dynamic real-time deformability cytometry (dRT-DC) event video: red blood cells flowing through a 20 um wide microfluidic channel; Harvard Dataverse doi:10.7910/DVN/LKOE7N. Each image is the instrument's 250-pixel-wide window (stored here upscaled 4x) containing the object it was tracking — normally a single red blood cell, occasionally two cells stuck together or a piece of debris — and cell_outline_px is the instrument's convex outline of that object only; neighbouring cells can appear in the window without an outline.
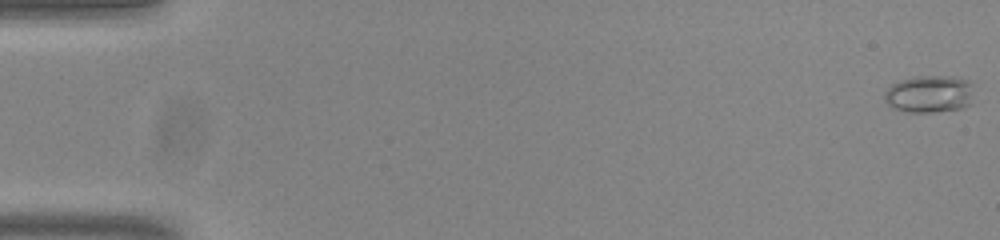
{"species": "common noctule bat (a hibernating species)", "species_latin": "Nyctalus noctula", "temperature_condition": "room temperature", "stored_images_in_passage": 54, "camera_frame_rate_fps": 3000, "um_per_image_px": 0.085, "animal": {"sex": "male", "body_mass_g": 20.0, "forearm_length_mm": 53.3}, "frame": {"image": 1, "passage_image": 1, "time_ms": 0.0, "image_size_px": [1000, 240], "cell_outline_px": [[972, 104], [960, 108], [932, 112], [908, 112], [892, 108], [884, 100], [884, 92], [892, 84], [900, 80], [912, 76], [956, 76], [968, 80], [972, 84]], "centroid_in_image_um": [78.99, 7.98], "position_along_channel_um": 6.0, "area_um2": 19.71}}
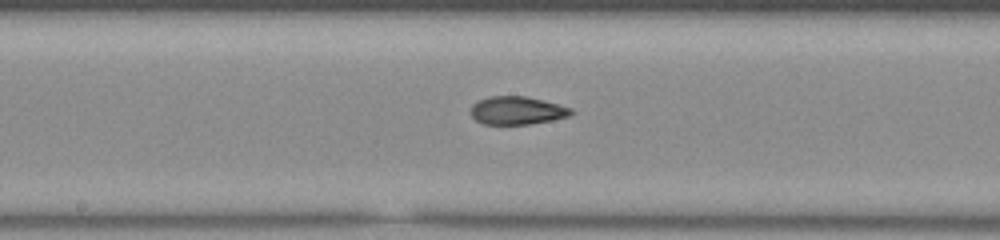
{"frame": {"image": 2, "passage_image": 29, "time_ms": 9.333, "image_size_px": [1000, 240], "cell_outline_px": [[576, 112], [568, 116], [552, 120], [528, 124], [484, 124], [476, 120], [472, 116], [472, 104], [488, 96], [528, 96], [572, 108]], "centroid_in_image_um": [43.97, 9.38], "position_along_channel_um": 204.2, "area_um2": 16.36}}
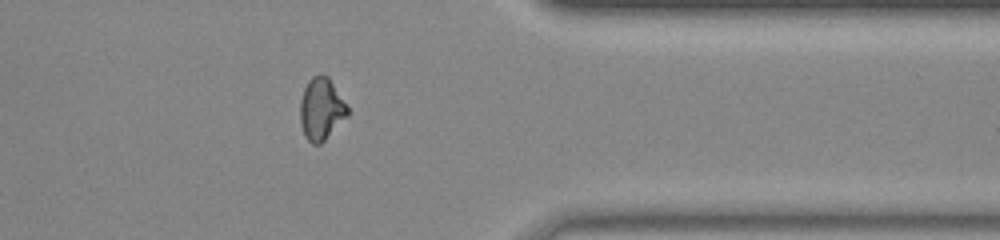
{"frame": {"image": 3, "passage_image": 44, "time_ms": 14.333, "image_size_px": [1000, 240], "cell_outline_px": [[352, 112], [320, 144], [312, 144], [304, 136], [300, 124], [300, 100], [304, 88], [308, 80], [312, 76], [320, 72], [328, 76]], "centroid_in_image_um": [27.31, 9.24], "position_along_channel_um": 384.1, "area_um2": 17.51}, "authors_computed_cell_mechanics": {"area_um2": 16.9932, "velocity_mm_per_s": 3.8483, "shape_relaxation_time_tau1_ms": null, "shape_relaxation_time_tau2_ms": 1.8801, "deformation_change_tau1": null, "deformation_change_tau2": 0.0847}}